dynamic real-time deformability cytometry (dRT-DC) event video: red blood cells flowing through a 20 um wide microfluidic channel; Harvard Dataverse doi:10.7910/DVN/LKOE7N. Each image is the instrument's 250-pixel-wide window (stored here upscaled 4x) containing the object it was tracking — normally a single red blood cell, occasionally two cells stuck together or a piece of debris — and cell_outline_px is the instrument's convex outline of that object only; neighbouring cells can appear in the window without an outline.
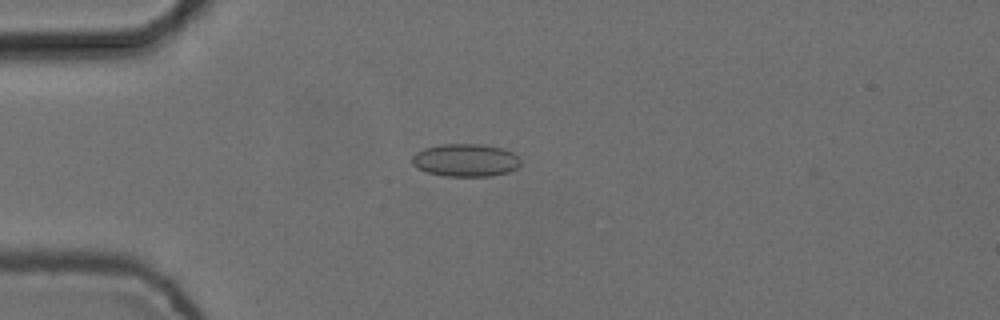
{"species": "common noctule bat (a hibernating species)", "species_latin": "Nyctalus noctula", "temperature_condition": "cold", "stored_images_in_passage": 6, "camera_frame_rate_fps": 3000, "um_per_image_px": 0.085, "animal": {"sex": "female", "body_mass_g": 24.6, "forearm_length_mm": 56.2}, "frame": {"image": 1, "passage_image": 4, "time_ms": 1.0, "image_size_px": [1000, 320], "cell_outline_px": [[520, 164], [516, 168], [508, 172], [488, 176], [444, 176], [428, 172], [412, 164], [412, 156], [416, 152], [424, 148], [440, 144], [480, 144], [504, 148], [512, 152], [520, 160]], "centroid_in_image_um": [39.57, 13.61], "position_along_channel_um": 45.4, "area_um2": 20.63}}
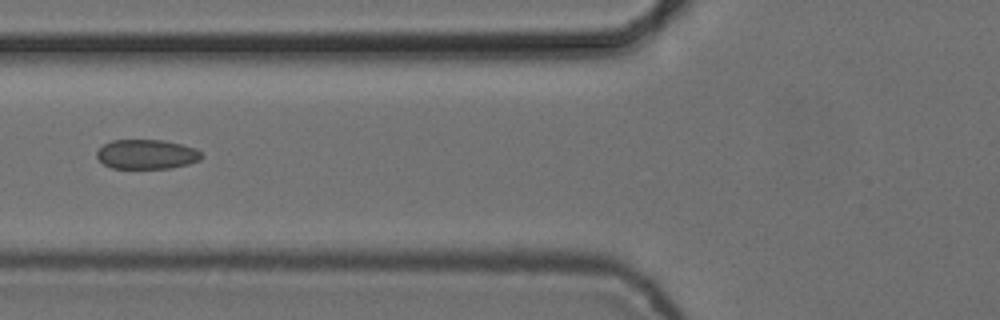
{"frame": {"image": 2, "passage_image": 6, "time_ms": 1.667, "image_size_px": [1000, 320], "cell_outline_px": [[204, 156], [200, 160], [188, 164], [172, 168], [112, 168], [104, 164], [96, 156], [96, 152], [104, 144], [112, 140], [164, 140], [196, 148]], "centroid_in_image_um": [12.48, 13.11], "position_along_channel_um": 113.3, "area_um2": 18.03}}